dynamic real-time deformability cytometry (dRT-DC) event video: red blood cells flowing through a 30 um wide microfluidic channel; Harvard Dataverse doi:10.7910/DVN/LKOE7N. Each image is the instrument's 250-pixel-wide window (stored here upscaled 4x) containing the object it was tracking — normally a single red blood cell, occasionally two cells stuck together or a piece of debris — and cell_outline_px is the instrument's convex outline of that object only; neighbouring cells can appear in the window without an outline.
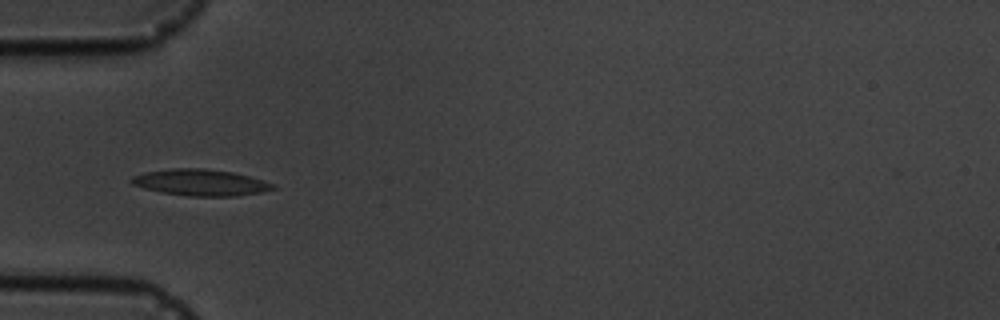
{"species": "common noctule bat (a hibernating species)", "species_latin": "Nyctalus noctula", "temperature_condition": "cold", "stored_images_in_passage": 12, "camera_frame_rate_fps": 3000, "um_per_image_px": 0.085, "animal": {"sex": "male", "body_mass_g": 19.5, "forearm_length_mm": 54.6}, "frame": {"image": 1, "passage_image": 2, "time_ms": 1.333, "image_size_px": [1000, 320], "cell_outline_px": [[276, 188], [260, 192], [236, 196], [188, 196], [160, 192], [144, 188], [132, 184], [128, 180], [132, 176], [144, 172], [172, 168], [204, 168], [232, 172], [264, 180], [276, 184]], "centroid_in_image_um": [17.02, 15.51], "position_along_channel_um": 68.0, "area_um2": 21.85}}
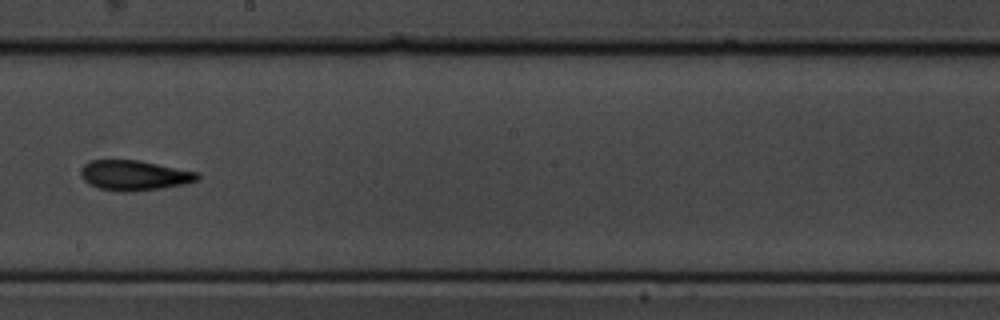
{"frame": {"image": 2, "passage_image": 6, "time_ms": 6.0, "image_size_px": [1000, 320], "cell_outline_px": [[200, 180], [184, 184], [160, 188], [132, 192], [120, 192], [96, 188], [88, 184], [80, 176], [80, 168], [88, 160], [136, 160], [200, 172]], "centroid_in_image_um": [11.39, 14.91], "position_along_channel_um": 236.8, "area_um2": 20.75}}
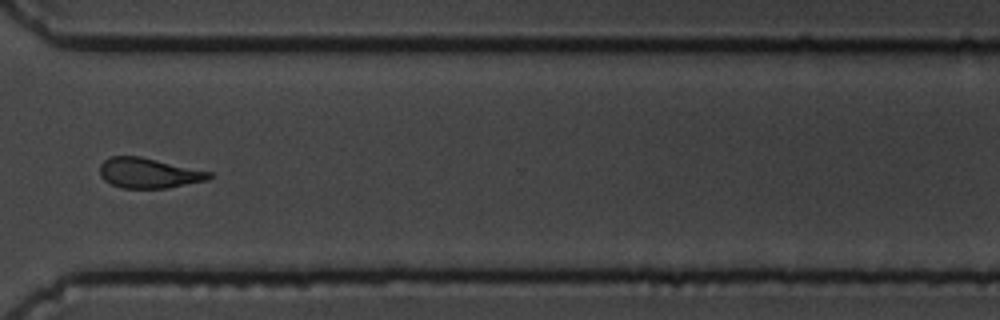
{"frame": {"image": 3, "passage_image": 9, "time_ms": 9.333, "image_size_px": [1000, 320], "cell_outline_px": [[212, 176], [208, 180], [168, 188], [120, 188], [104, 180], [100, 176], [100, 164], [104, 160], [112, 156], [140, 156], [212, 172]], "centroid_in_image_um": [12.64, 14.71], "position_along_channel_um": 358.0, "area_um2": 19.25}, "authors_computed_cell_mechanics": {"area_um2": 19.3341, "velocity_mm_per_s": 3.6366, "shape_relaxation_time_tau1_ms": 6.6954, "shape_relaxation_time_tau2_ms": 3.897, "deformation_change_tau1": 0.1484, "deformation_change_tau2": 0.1005}}